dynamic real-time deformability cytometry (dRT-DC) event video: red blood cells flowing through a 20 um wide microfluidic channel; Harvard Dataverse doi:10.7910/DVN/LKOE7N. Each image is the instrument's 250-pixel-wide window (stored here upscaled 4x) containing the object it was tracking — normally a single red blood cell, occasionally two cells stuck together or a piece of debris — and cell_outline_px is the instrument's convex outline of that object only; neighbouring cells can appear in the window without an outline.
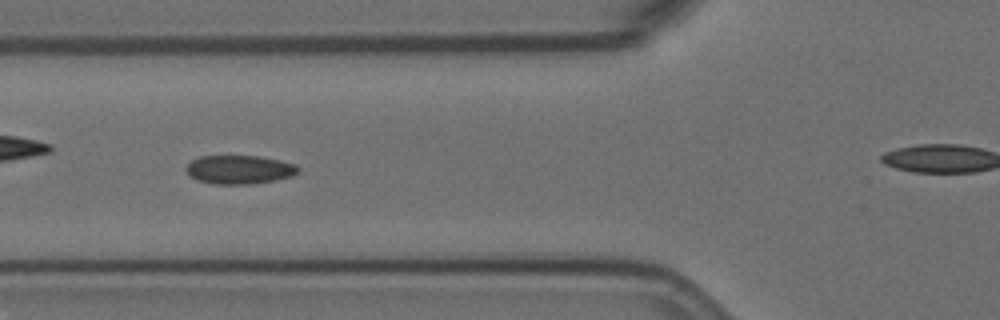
{"species": "Egyptian fruit bat (a non-hibernating species)", "species_latin": "Rousettus aegyptiacus", "temperature_condition": "room temperature", "stored_images_in_passage": 46, "camera_frame_rate_fps": 3000, "um_per_image_px": 0.085, "animal": {"sex": "female"}, "frame": {"image": 1, "passage_image": 20, "time_ms": 6.333, "image_size_px": [1000, 320], "cell_outline_px": [[300, 172], [292, 176], [252, 184], [212, 184], [196, 180], [188, 176], [184, 168], [192, 160], [200, 156], [256, 156], [280, 160], [296, 164], [300, 168]], "centroid_in_image_um": [20.32, 14.42], "position_along_channel_um": 105.5, "area_um2": 18.9}}
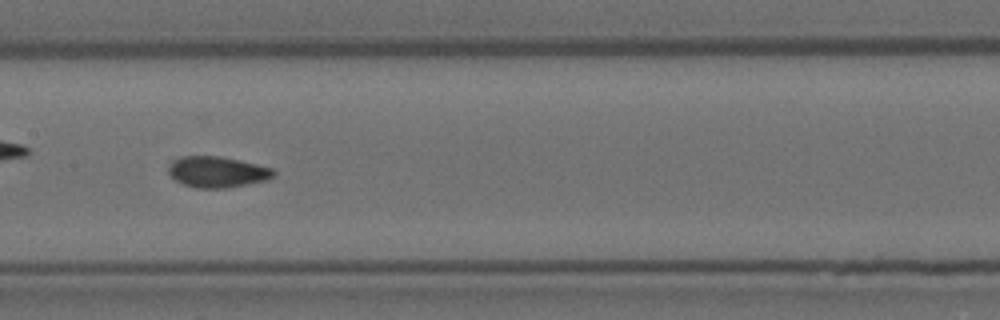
{"frame": {"image": 2, "passage_image": 27, "time_ms": 8.667, "image_size_px": [1000, 320], "cell_outline_px": [[276, 176], [268, 180], [228, 188], [196, 188], [184, 184], [176, 180], [168, 172], [168, 168], [180, 156], [220, 156], [256, 164], [272, 168], [276, 172]], "centroid_in_image_um": [18.52, 14.62], "position_along_channel_um": 188.9, "area_um2": 18.9}}